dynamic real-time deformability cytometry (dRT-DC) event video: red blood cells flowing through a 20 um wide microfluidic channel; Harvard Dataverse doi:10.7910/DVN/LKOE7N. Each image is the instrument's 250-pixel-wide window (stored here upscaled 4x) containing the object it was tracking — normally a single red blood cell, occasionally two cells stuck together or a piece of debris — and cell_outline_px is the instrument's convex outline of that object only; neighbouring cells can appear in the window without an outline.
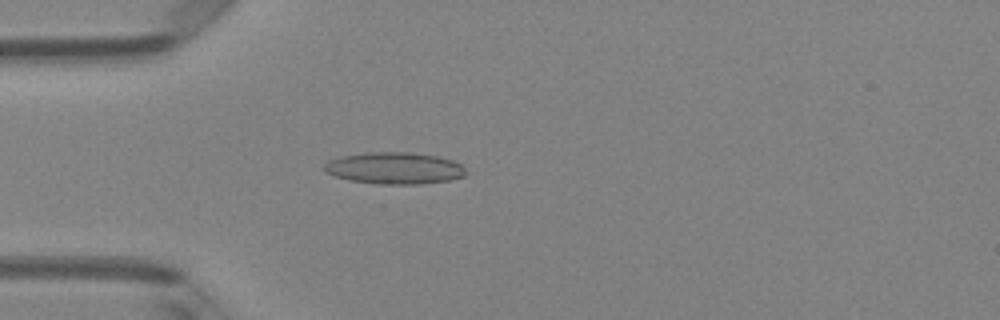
{"species": "Egyptian fruit bat (a non-hibernating species)", "species_latin": "Rousettus aegyptiacus", "temperature_condition": "room temperature", "stored_images_in_passage": 49, "camera_frame_rate_fps": 3000, "um_per_image_px": 0.085, "animal": {"sex": "female"}, "frame": {"image": 1, "passage_image": 14, "time_ms": 4.333, "image_size_px": [1000, 320], "cell_outline_px": [[468, 172], [464, 176], [448, 180], [420, 184], [376, 184], [348, 180], [324, 172], [324, 164], [328, 160], [340, 156], [364, 152], [412, 152], [440, 156], [452, 160], [460, 164]], "centroid_in_image_um": [33.51, 14.28], "position_along_channel_um": 51.5, "area_um2": 26.53}}
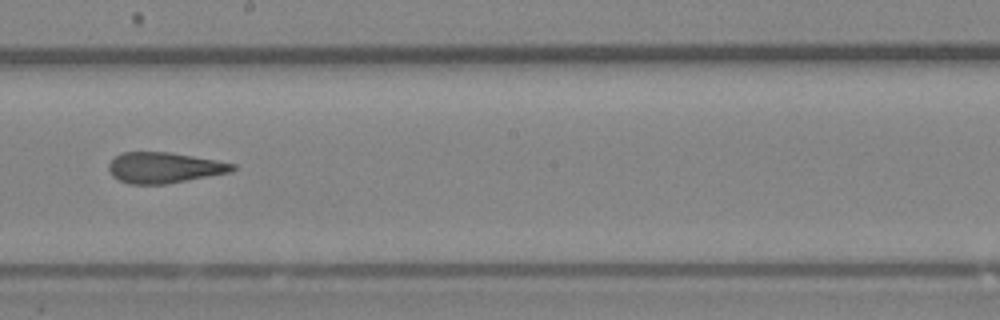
{"frame": {"image": 2, "passage_image": 28, "time_ms": 9.0, "image_size_px": [1000, 320], "cell_outline_px": [[236, 168], [232, 172], [168, 184], [128, 184], [112, 176], [108, 168], [108, 164], [116, 156], [124, 152], [168, 152], [216, 160], [236, 164]], "centroid_in_image_um": [13.97, 14.26], "position_along_channel_um": 234.2, "area_um2": 22.2}}
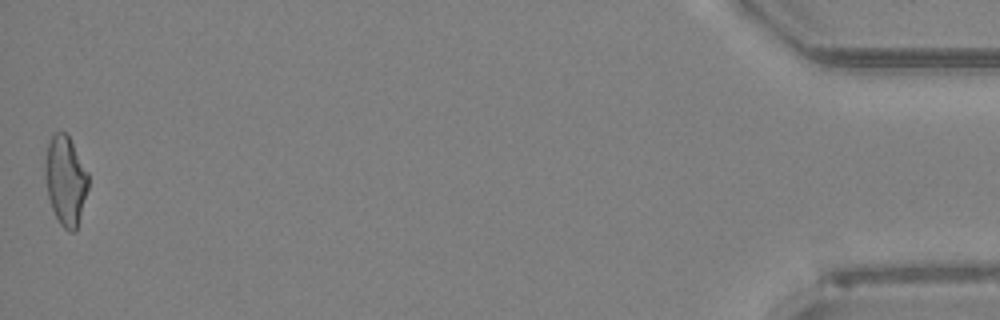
{"frame": {"image": 3, "passage_image": 49, "time_ms": 16.0, "image_size_px": [1000, 320], "cell_outline_px": [[88, 188], [76, 232], [68, 232], [60, 224], [52, 208], [48, 196], [44, 176], [44, 164], [48, 144], [52, 136], [56, 132], [64, 132], [68, 136], [88, 172]], "centroid_in_image_um": [5.56, 15.37], "position_along_channel_um": 429.6, "area_um2": 22.37}, "authors_computed_cell_mechanics": {"area_um2": 22.7154, "velocity_mm_per_s": 4.1435, "shape_relaxation_time_tau1_ms": null, "shape_relaxation_time_tau2_ms": 3.5799, "deformation_change_tau1": null, "deformation_change_tau2": 0.1415}}